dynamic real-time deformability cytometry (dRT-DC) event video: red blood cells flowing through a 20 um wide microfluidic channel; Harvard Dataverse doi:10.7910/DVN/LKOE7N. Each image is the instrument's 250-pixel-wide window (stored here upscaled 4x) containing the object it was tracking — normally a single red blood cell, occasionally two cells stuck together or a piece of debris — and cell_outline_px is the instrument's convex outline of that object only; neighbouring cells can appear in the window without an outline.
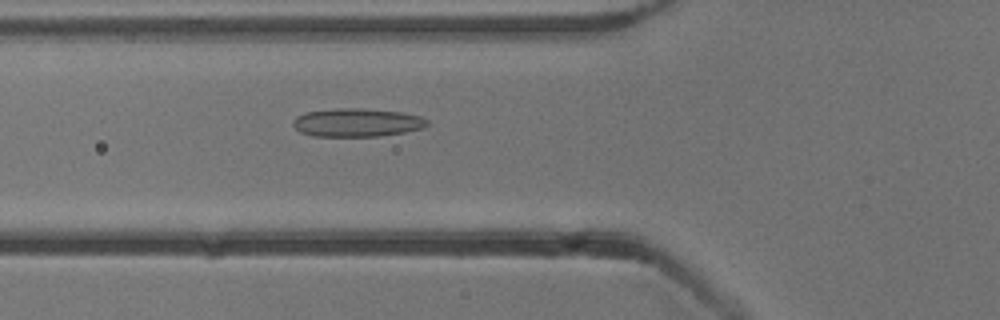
{"species": "common noctule bat (a hibernating species)", "species_latin": "Nyctalus noctula", "temperature_condition": "cold", "stored_images_in_passage": 37, "camera_frame_rate_fps": 3000, "um_per_image_px": 0.085, "animal": {"sex": "male", "body_mass_g": 13.3}, "frame": {"image": 1, "passage_image": 3, "time_ms": 0.667, "image_size_px": [1000, 320], "cell_outline_px": [[428, 124], [424, 128], [404, 132], [380, 136], [312, 136], [300, 132], [292, 124], [292, 120], [296, 116], [308, 112], [340, 108], [364, 108], [400, 112], [420, 116], [428, 120]], "centroid_in_image_um": [30.34, 10.42], "position_along_channel_um": 95.5, "area_um2": 22.14}}
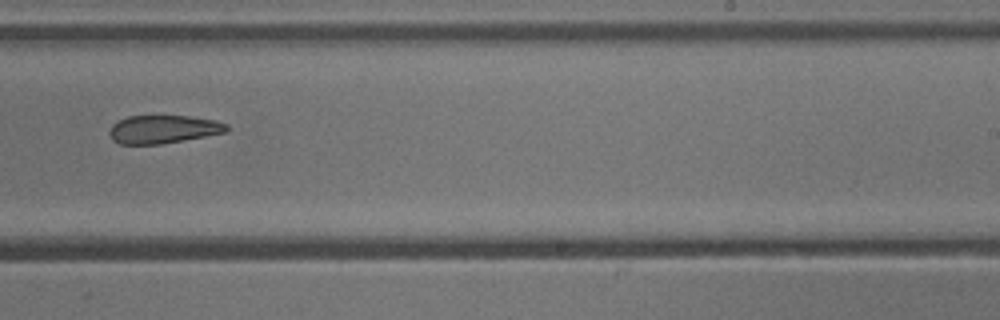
{"frame": {"image": 2, "passage_image": 17, "time_ms": 5.333, "image_size_px": [1000, 320], "cell_outline_px": [[228, 132], [160, 144], [120, 144], [112, 140], [108, 132], [112, 124], [128, 116], [188, 116], [216, 120], [228, 124]], "centroid_in_image_um": [13.88, 10.99], "position_along_channel_um": 275.1, "area_um2": 19.25}}
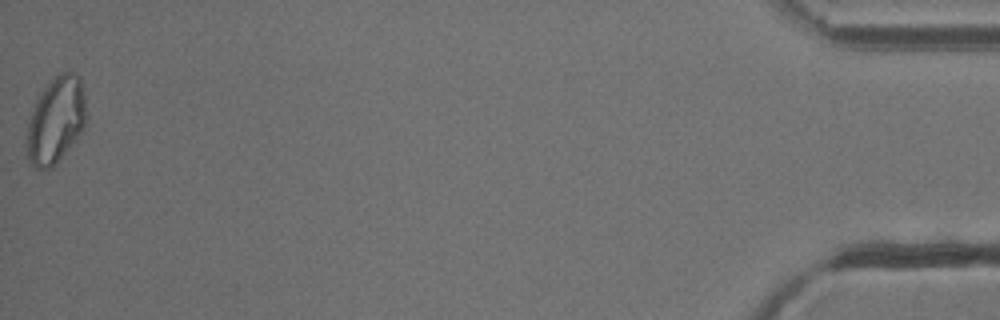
{"frame": {"image": 3, "passage_image": 37, "time_ms": 12.0, "image_size_px": [1000, 320], "cell_outline_px": [[88, 116], [84, 128], [52, 168], [36, 168], [28, 160], [24, 144], [28, 124], [36, 100], [44, 88], [60, 72], [76, 72], [80, 80], [84, 96]], "centroid_in_image_um": [4.74, 10.23], "position_along_channel_um": 430.5, "area_um2": 29.88}, "authors_computed_cell_mechanics": {"area_um2": 21.1548, "velocity_mm_per_s": 3.8438, "shape_relaxation_time_tau1_ms": null, "shape_relaxation_time_tau2_ms": 1.5874, "deformation_change_tau1": null, "deformation_change_tau2": 0.0851}}